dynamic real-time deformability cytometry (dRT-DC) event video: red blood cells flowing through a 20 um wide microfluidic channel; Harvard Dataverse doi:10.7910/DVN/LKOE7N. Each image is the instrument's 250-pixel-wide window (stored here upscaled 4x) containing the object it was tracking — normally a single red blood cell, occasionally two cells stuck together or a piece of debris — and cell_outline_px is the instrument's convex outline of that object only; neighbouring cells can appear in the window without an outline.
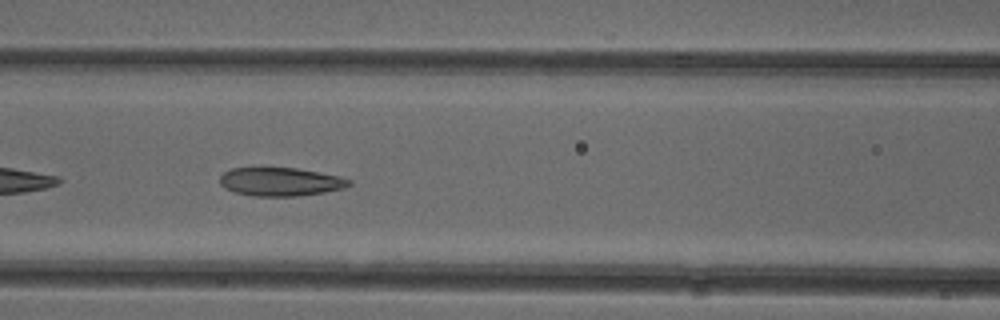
{"species": "common noctule bat (a hibernating species)", "species_latin": "Nyctalus noctula", "temperature_condition": "cold", "stored_images_in_passage": 23, "camera_frame_rate_fps": 3000, "um_per_image_px": 0.085, "animal": {"sex": "female"}, "frame": {"image": 1, "passage_image": 7, "time_ms": 2.0, "image_size_px": [1000, 320], "cell_outline_px": [[352, 184], [344, 188], [324, 192], [296, 196], [252, 196], [236, 192], [224, 188], [220, 184], [220, 176], [224, 172], [232, 168], [296, 168], [340, 176], [352, 180]], "centroid_in_image_um": [23.85, 15.45], "position_along_channel_um": 142.8, "area_um2": 21.39}}
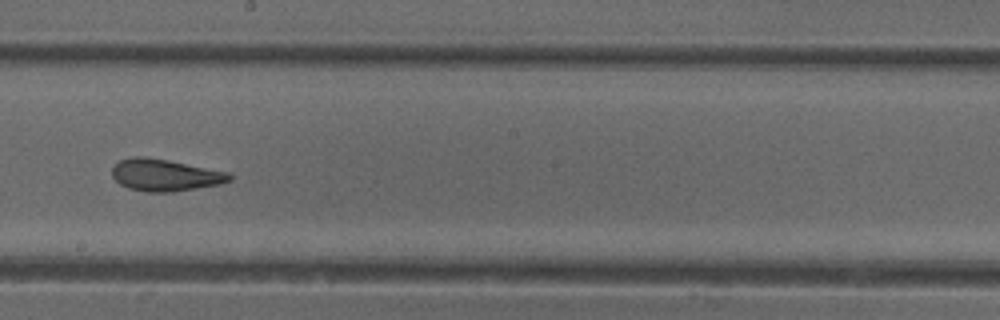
{"frame": {"image": 2, "passage_image": 14, "time_ms": 4.333, "image_size_px": [1000, 320], "cell_outline_px": [[232, 180], [220, 184], [172, 192], [148, 192], [128, 188], [120, 184], [112, 176], [112, 168], [120, 160], [132, 156], [140, 156], [168, 160], [228, 172], [232, 176]], "centroid_in_image_um": [14.02, 14.88], "position_along_channel_um": 234.2, "area_um2": 21.73}}
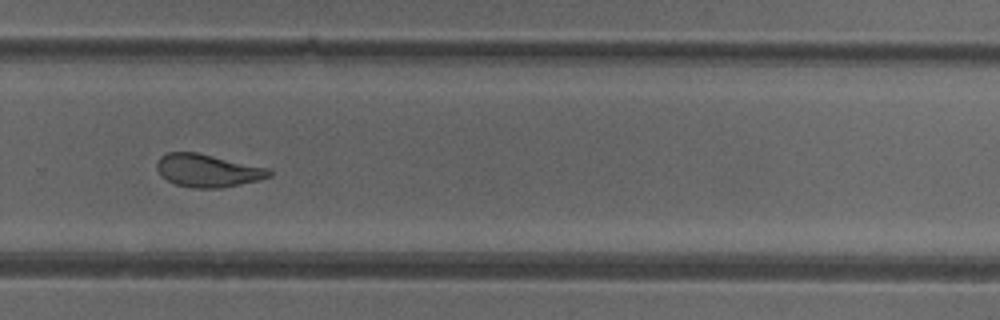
{"frame": {"image": 3, "passage_image": 20, "time_ms": 6.333, "image_size_px": [1000, 320], "cell_outline_px": [[272, 176], [260, 180], [220, 188], [196, 188], [176, 184], [160, 176], [156, 168], [156, 160], [160, 156], [168, 152], [196, 152], [272, 168]], "centroid_in_image_um": [17.67, 14.49], "position_along_channel_um": 312.1, "area_um2": 21.79}}